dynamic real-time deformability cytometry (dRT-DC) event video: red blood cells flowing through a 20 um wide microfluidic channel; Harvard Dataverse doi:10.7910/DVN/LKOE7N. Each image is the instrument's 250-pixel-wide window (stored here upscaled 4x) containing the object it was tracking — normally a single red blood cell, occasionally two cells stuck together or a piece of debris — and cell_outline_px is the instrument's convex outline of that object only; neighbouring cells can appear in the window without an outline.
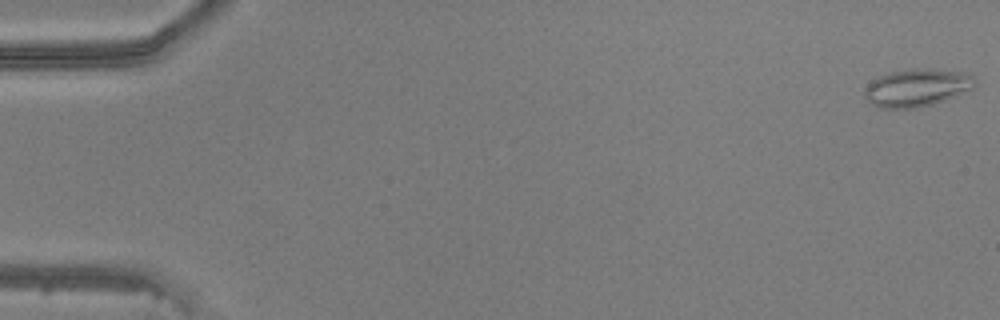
{"species": "common noctule bat (a hibernating species)", "species_latin": "Nyctalus noctula", "temperature_condition": "warm", "stored_images_in_passage": 8, "camera_frame_rate_fps": 3000, "um_per_image_px": 0.085, "animal": {"sex": "male", "body_mass_g": 20.5, "forearm_length_mm": 52.5}, "frame": {"image": 1, "passage_image": 1, "time_ms": 0.0, "image_size_px": [1000, 320], "cell_outline_px": [[976, 84], [972, 88], [956, 96], [932, 104], [916, 108], [880, 108], [872, 104], [864, 96], [864, 88], [872, 80], [888, 72], [916, 68], [932, 68], [960, 72], [972, 76]], "centroid_in_image_um": [77.9, 7.45], "position_along_channel_um": 7.1, "area_um2": 24.16}}